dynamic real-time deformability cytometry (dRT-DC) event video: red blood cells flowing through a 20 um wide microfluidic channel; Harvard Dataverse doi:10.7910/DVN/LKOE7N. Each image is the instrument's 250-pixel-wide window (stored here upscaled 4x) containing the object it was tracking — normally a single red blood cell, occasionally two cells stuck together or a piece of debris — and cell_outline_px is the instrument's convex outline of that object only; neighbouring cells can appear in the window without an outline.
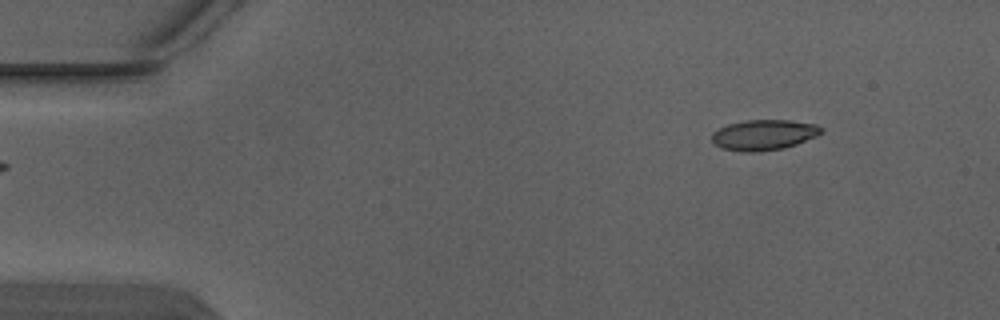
{"species": "Egyptian fruit bat (a non-hibernating species)", "species_latin": "Rousettus aegyptiacus", "temperature_condition": "warm", "stored_images_in_passage": 4, "segment_of_instrument_passage": [2, 2], "camera_frame_rate_fps": 3000, "um_per_image_px": 0.085, "animal": {"sex": "male"}, "frame": {"image": 1, "passage_image": 4, "time_ms": 1.0, "image_size_px": [1000, 320], "cell_outline_px": [[824, 132], [816, 136], [796, 144], [784, 148], [756, 152], [740, 152], [720, 148], [712, 140], [712, 132], [728, 124], [744, 120], [788, 120], [816, 124], [824, 128]], "centroid_in_image_um": [64.93, 11.46], "position_along_channel_um": 20.1, "area_um2": 19.54}}